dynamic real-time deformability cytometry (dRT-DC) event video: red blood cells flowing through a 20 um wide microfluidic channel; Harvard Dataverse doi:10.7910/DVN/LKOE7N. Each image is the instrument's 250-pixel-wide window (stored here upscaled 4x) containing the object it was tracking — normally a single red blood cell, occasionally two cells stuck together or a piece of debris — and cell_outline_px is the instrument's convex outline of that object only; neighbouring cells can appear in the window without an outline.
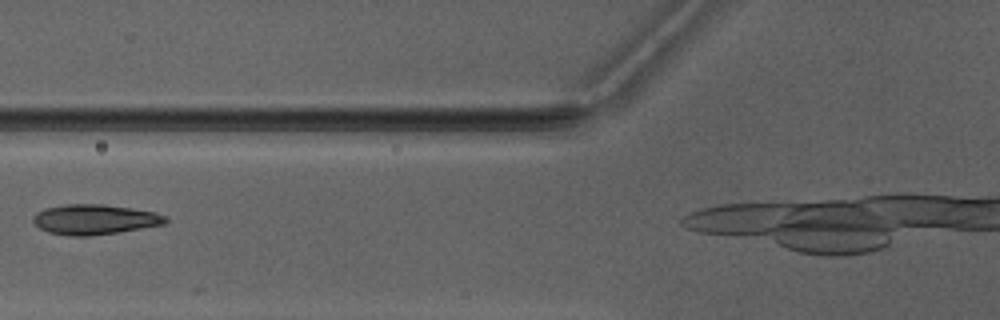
{"species": "Egyptian fruit bat (a non-hibernating species)", "species_latin": "Rousettus aegyptiacus", "temperature_condition": "warm", "stored_images_in_passage": 7, "camera_frame_rate_fps": 3000, "um_per_image_px": 0.085, "animal": {"sex": "male"}, "frame": {"image": 1, "passage_image": 2, "time_ms": 1.0, "image_size_px": [1000, 320], "cell_outline_px": [[168, 220], [164, 224], [120, 232], [88, 236], [72, 236], [48, 232], [40, 228], [32, 220], [32, 216], [36, 212], [44, 208], [68, 204], [104, 204], [132, 208], [156, 212], [164, 216]], "centroid_in_image_um": [8.03, 18.65], "position_along_channel_um": 117.8, "area_um2": 23.24}}